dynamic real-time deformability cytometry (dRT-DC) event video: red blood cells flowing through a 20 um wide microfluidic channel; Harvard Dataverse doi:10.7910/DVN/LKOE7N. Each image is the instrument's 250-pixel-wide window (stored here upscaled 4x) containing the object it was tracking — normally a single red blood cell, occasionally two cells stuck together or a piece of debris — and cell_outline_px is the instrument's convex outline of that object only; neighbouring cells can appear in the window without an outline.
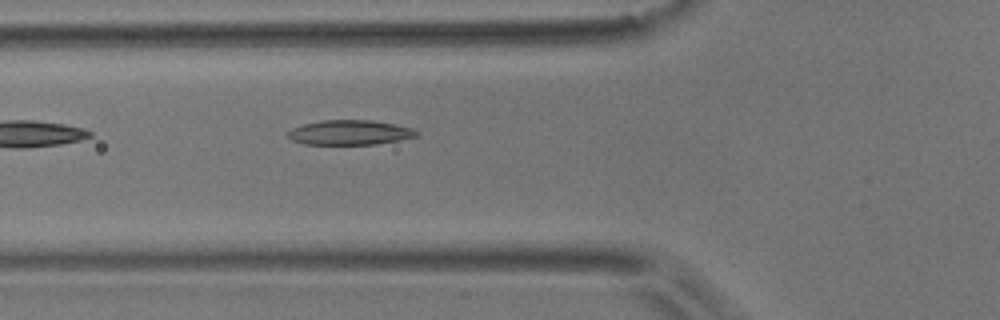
{"species": "common noctule bat (a hibernating species)", "species_latin": "Nyctalus noctula", "temperature_condition": "room temperature", "stored_images_in_passage": 6, "camera_frame_rate_fps": 3000, "um_per_image_px": 0.085, "animal": {"sex": "male", "body_mass_g": 17.9}, "frame": {"image": 1, "passage_image": 6, "time_ms": 1.667, "image_size_px": [1000, 320], "cell_outline_px": [[420, 132], [416, 136], [400, 140], [376, 144], [304, 144], [292, 140], [284, 132], [292, 128], [304, 124], [320, 120], [372, 120], [412, 128]], "centroid_in_image_um": [29.7, 11.26], "position_along_channel_um": 96.1, "area_um2": 18.55}}